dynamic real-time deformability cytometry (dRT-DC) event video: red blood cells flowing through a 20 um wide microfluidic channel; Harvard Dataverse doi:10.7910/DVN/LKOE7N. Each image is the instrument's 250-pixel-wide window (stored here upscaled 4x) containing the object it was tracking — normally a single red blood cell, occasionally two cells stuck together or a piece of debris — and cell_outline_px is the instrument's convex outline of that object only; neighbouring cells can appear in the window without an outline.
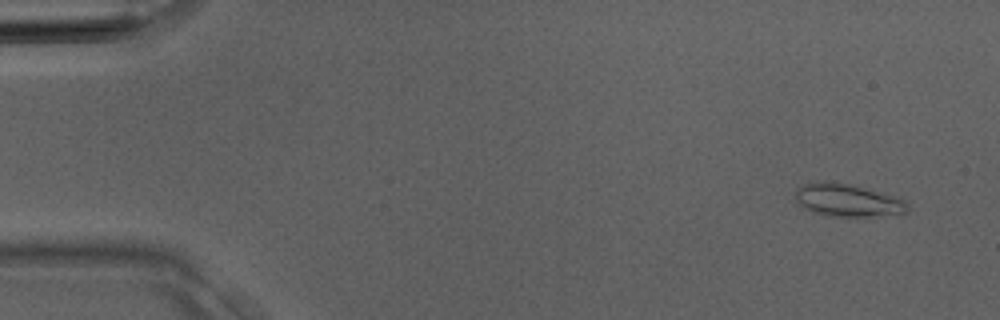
{"species": "Egyptian fruit bat (a non-hibernating species)", "species_latin": "Rousettus aegyptiacus", "temperature_condition": "room temperature", "stored_images_in_passage": 3, "camera_frame_rate_fps": 3000, "um_per_image_px": 0.085, "animal": {"sex": "male"}, "frame": {"image": 1, "passage_image": 1, "time_ms": 0.0, "image_size_px": [1000, 320], "cell_outline_px": [[908, 204], [904, 212], [876, 216], [824, 216], [812, 212], [804, 208], [796, 200], [796, 188], [804, 184], [824, 180], [848, 184], [900, 196]], "centroid_in_image_um": [72.02, 17.01], "position_along_channel_um": 13.0, "area_um2": 21.39}}